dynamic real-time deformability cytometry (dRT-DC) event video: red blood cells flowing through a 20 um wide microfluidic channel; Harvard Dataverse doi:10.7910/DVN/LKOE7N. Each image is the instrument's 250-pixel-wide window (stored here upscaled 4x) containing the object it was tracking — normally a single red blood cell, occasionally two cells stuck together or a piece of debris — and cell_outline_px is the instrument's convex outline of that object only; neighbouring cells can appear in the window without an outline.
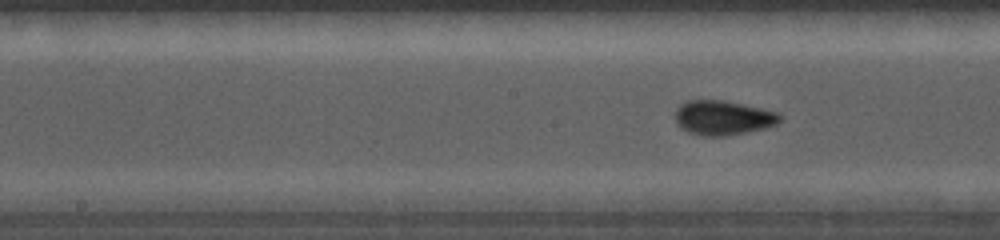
{"species": "common noctule bat (a hibernating species)", "species_latin": "Nyctalus noctula", "temperature_condition": "cold", "stored_images_in_passage": 28, "camera_frame_rate_fps": 5000, "um_per_image_px": 0.085, "animal": {"sex": "female", "body_mass_g": 19.0, "forearm_length_mm": 56.7}, "frame": {"image": 1, "passage_image": 10, "time_ms": 3.4, "image_size_px": [1000, 240], "cell_outline_px": [[780, 120], [776, 124], [764, 128], [744, 132], [720, 136], [700, 136], [688, 132], [680, 128], [676, 120], [676, 108], [684, 100], [724, 100], [760, 108], [776, 112], [780, 116]], "centroid_in_image_um": [61.39, 10.0], "position_along_channel_um": 186.8, "area_um2": 20.87}}
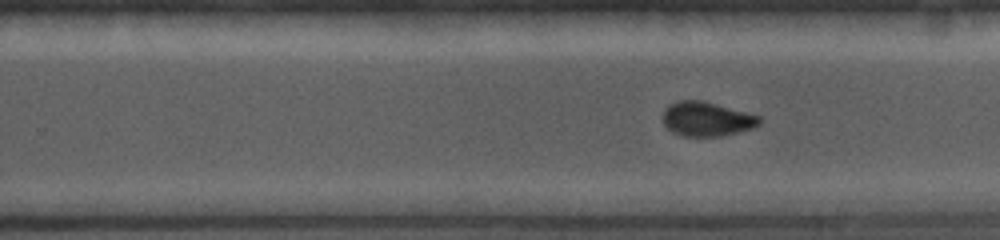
{"frame": {"image": 2, "passage_image": 15, "time_ms": 5.2, "image_size_px": [1000, 240], "cell_outline_px": [[760, 124], [752, 128], [720, 136], [680, 136], [672, 132], [664, 124], [664, 108], [668, 104], [680, 100], [704, 100], [760, 116]], "centroid_in_image_um": [60.05, 10.1], "position_along_channel_um": 269.8, "area_um2": 19.31}}
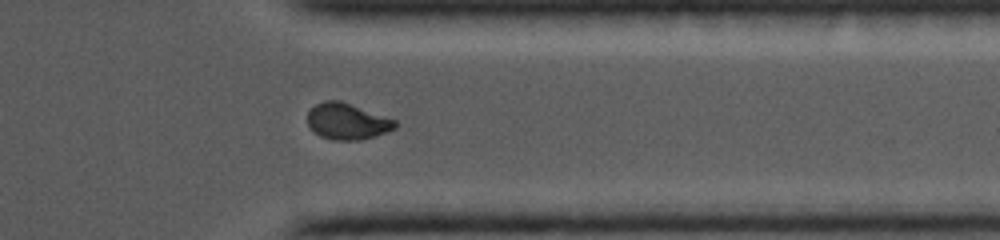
{"frame": {"image": 3, "passage_image": 24, "time_ms": 7.6, "image_size_px": [1000, 240], "cell_outline_px": [[396, 128], [360, 140], [332, 140], [320, 136], [308, 124], [308, 112], [316, 104], [324, 100], [340, 100], [396, 120]], "centroid_in_image_um": [29.5, 10.31], "position_along_channel_um": 381.9, "area_um2": 18.21}}